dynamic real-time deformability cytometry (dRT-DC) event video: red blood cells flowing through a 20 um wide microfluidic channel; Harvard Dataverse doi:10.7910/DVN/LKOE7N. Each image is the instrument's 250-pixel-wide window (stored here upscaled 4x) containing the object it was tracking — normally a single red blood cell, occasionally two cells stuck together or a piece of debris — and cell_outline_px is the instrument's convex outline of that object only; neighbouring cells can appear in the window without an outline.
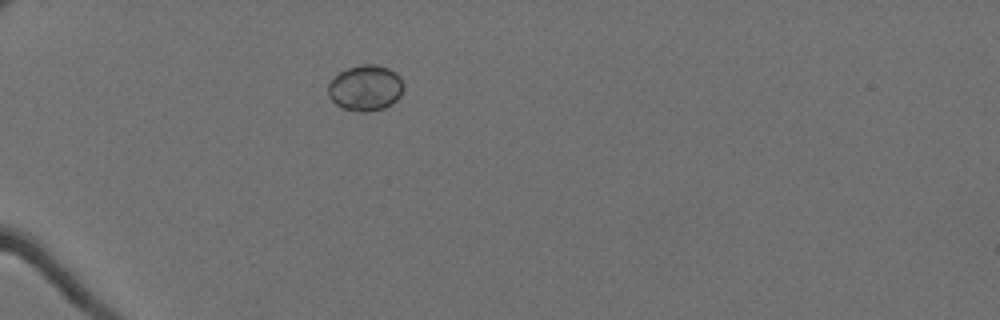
{"species": "Egyptian fruit bat (a non-hibernating species)", "species_latin": "Rousettus aegyptiacus", "temperature_condition": "cold", "stored_images_in_passage": 41, "camera_frame_rate_fps": 3000, "um_per_image_px": 0.085, "animal": {"sex": "female"}, "frame": {"image": 1, "passage_image": 1, "time_ms": 0.0, "image_size_px": [1000, 320], "cell_outline_px": [[404, 88], [400, 96], [392, 104], [384, 108], [364, 112], [360, 112], [344, 108], [336, 104], [328, 96], [328, 84], [340, 72], [348, 68], [360, 64], [376, 64], [388, 68], [396, 72], [400, 76], [404, 84]], "centroid_in_image_um": [31.09, 7.46], "position_along_channel_um": 53.9, "area_um2": 20.17}}
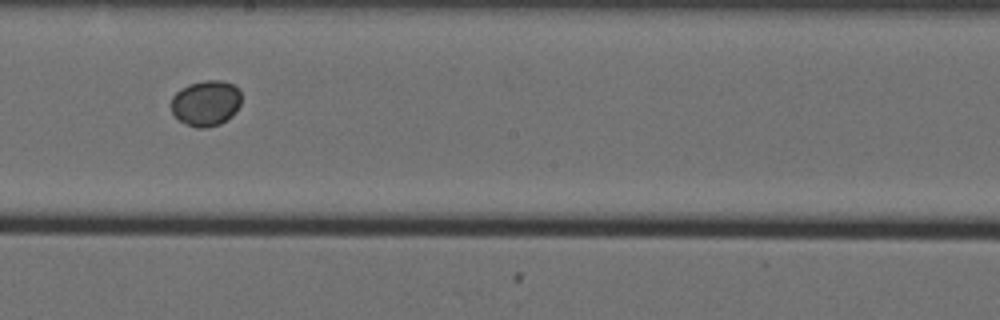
{"frame": {"image": 2, "passage_image": 18, "time_ms": 5.667, "image_size_px": [1000, 320], "cell_outline_px": [[240, 104], [236, 112], [232, 116], [220, 124], [208, 128], [196, 128], [180, 120], [172, 112], [172, 96], [180, 88], [188, 84], [204, 80], [220, 80], [236, 84], [240, 88]], "centroid_in_image_um": [17.53, 8.75], "position_along_channel_um": 230.7, "area_um2": 18.9}}
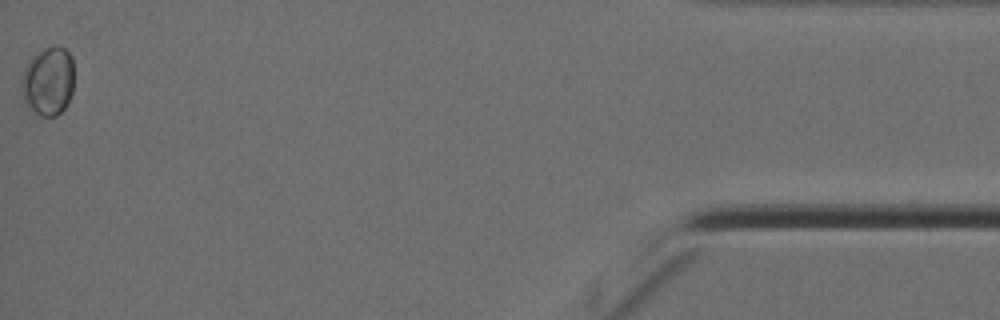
{"frame": {"image": 3, "passage_image": 41, "time_ms": 13.333, "image_size_px": [1000, 320], "cell_outline_px": [[72, 92], [68, 104], [56, 116], [40, 116], [28, 112], [24, 104], [20, 84], [20, 80], [24, 68], [28, 60], [36, 52], [44, 48], [64, 48], [72, 56]], "centroid_in_image_um": [4.03, 6.96], "position_along_channel_um": 431.2, "area_um2": 21.44}}